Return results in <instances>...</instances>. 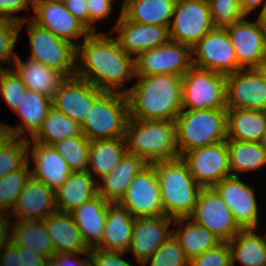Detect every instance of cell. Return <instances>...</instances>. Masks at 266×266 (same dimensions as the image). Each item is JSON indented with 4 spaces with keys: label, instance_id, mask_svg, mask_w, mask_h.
I'll return each instance as SVG.
<instances>
[{
    "label": "cell",
    "instance_id": "9a60e30c",
    "mask_svg": "<svg viewBox=\"0 0 266 266\" xmlns=\"http://www.w3.org/2000/svg\"><path fill=\"white\" fill-rule=\"evenodd\" d=\"M227 108L266 111V81L256 68L226 75Z\"/></svg>",
    "mask_w": 266,
    "mask_h": 266
},
{
    "label": "cell",
    "instance_id": "74e56055",
    "mask_svg": "<svg viewBox=\"0 0 266 266\" xmlns=\"http://www.w3.org/2000/svg\"><path fill=\"white\" fill-rule=\"evenodd\" d=\"M78 135H83L81 125L54 107H51L41 129L32 138V141L45 145H53L62 139Z\"/></svg>",
    "mask_w": 266,
    "mask_h": 266
},
{
    "label": "cell",
    "instance_id": "7a4b0ae2",
    "mask_svg": "<svg viewBox=\"0 0 266 266\" xmlns=\"http://www.w3.org/2000/svg\"><path fill=\"white\" fill-rule=\"evenodd\" d=\"M138 82L123 90L129 105V118L175 121L183 110L182 76L159 74L134 76Z\"/></svg>",
    "mask_w": 266,
    "mask_h": 266
},
{
    "label": "cell",
    "instance_id": "ab89813d",
    "mask_svg": "<svg viewBox=\"0 0 266 266\" xmlns=\"http://www.w3.org/2000/svg\"><path fill=\"white\" fill-rule=\"evenodd\" d=\"M30 176L28 159V162L21 169L8 173L0 179V214L9 215L8 211L10 208L13 209L16 199Z\"/></svg>",
    "mask_w": 266,
    "mask_h": 266
},
{
    "label": "cell",
    "instance_id": "8992f818",
    "mask_svg": "<svg viewBox=\"0 0 266 266\" xmlns=\"http://www.w3.org/2000/svg\"><path fill=\"white\" fill-rule=\"evenodd\" d=\"M129 121L126 94L103 92L93 103L84 123L82 134L90 141L125 137Z\"/></svg>",
    "mask_w": 266,
    "mask_h": 266
},
{
    "label": "cell",
    "instance_id": "44dd1931",
    "mask_svg": "<svg viewBox=\"0 0 266 266\" xmlns=\"http://www.w3.org/2000/svg\"><path fill=\"white\" fill-rule=\"evenodd\" d=\"M173 219L165 215L137 217L128 252L132 251L139 264H143L170 237L169 227Z\"/></svg>",
    "mask_w": 266,
    "mask_h": 266
},
{
    "label": "cell",
    "instance_id": "60d3db41",
    "mask_svg": "<svg viewBox=\"0 0 266 266\" xmlns=\"http://www.w3.org/2000/svg\"><path fill=\"white\" fill-rule=\"evenodd\" d=\"M28 162L27 140L10 137L0 147V179Z\"/></svg>",
    "mask_w": 266,
    "mask_h": 266
},
{
    "label": "cell",
    "instance_id": "f35d334b",
    "mask_svg": "<svg viewBox=\"0 0 266 266\" xmlns=\"http://www.w3.org/2000/svg\"><path fill=\"white\" fill-rule=\"evenodd\" d=\"M91 141L85 135L67 137L53 144L54 148L66 160L72 172L88 171V154Z\"/></svg>",
    "mask_w": 266,
    "mask_h": 266
},
{
    "label": "cell",
    "instance_id": "11a10c76",
    "mask_svg": "<svg viewBox=\"0 0 266 266\" xmlns=\"http://www.w3.org/2000/svg\"><path fill=\"white\" fill-rule=\"evenodd\" d=\"M8 215L0 214V251L11 243V222L7 219Z\"/></svg>",
    "mask_w": 266,
    "mask_h": 266
},
{
    "label": "cell",
    "instance_id": "4fadbf2b",
    "mask_svg": "<svg viewBox=\"0 0 266 266\" xmlns=\"http://www.w3.org/2000/svg\"><path fill=\"white\" fill-rule=\"evenodd\" d=\"M181 158L202 188H211L231 176L227 140L188 151Z\"/></svg>",
    "mask_w": 266,
    "mask_h": 266
},
{
    "label": "cell",
    "instance_id": "484cf974",
    "mask_svg": "<svg viewBox=\"0 0 266 266\" xmlns=\"http://www.w3.org/2000/svg\"><path fill=\"white\" fill-rule=\"evenodd\" d=\"M52 107V99L35 91L27 89L25 96L18 108L14 111L20 117L22 123L16 126L4 124L11 137L28 139L29 135L33 138L41 129L44 119ZM27 131V136H22Z\"/></svg>",
    "mask_w": 266,
    "mask_h": 266
},
{
    "label": "cell",
    "instance_id": "d6a6232c",
    "mask_svg": "<svg viewBox=\"0 0 266 266\" xmlns=\"http://www.w3.org/2000/svg\"><path fill=\"white\" fill-rule=\"evenodd\" d=\"M173 222L175 227L179 224V229L172 230L173 234L180 241L181 247L190 261L222 243L212 232L196 224L189 217L176 218L173 219Z\"/></svg>",
    "mask_w": 266,
    "mask_h": 266
},
{
    "label": "cell",
    "instance_id": "4316f807",
    "mask_svg": "<svg viewBox=\"0 0 266 266\" xmlns=\"http://www.w3.org/2000/svg\"><path fill=\"white\" fill-rule=\"evenodd\" d=\"M135 218L119 203H110L103 238L97 248L128 253Z\"/></svg>",
    "mask_w": 266,
    "mask_h": 266
},
{
    "label": "cell",
    "instance_id": "f5cc1de1",
    "mask_svg": "<svg viewBox=\"0 0 266 266\" xmlns=\"http://www.w3.org/2000/svg\"><path fill=\"white\" fill-rule=\"evenodd\" d=\"M66 9L89 30L87 0H65Z\"/></svg>",
    "mask_w": 266,
    "mask_h": 266
},
{
    "label": "cell",
    "instance_id": "ee69618b",
    "mask_svg": "<svg viewBox=\"0 0 266 266\" xmlns=\"http://www.w3.org/2000/svg\"><path fill=\"white\" fill-rule=\"evenodd\" d=\"M215 27L225 28L244 17L240 0H207Z\"/></svg>",
    "mask_w": 266,
    "mask_h": 266
},
{
    "label": "cell",
    "instance_id": "f546056e",
    "mask_svg": "<svg viewBox=\"0 0 266 266\" xmlns=\"http://www.w3.org/2000/svg\"><path fill=\"white\" fill-rule=\"evenodd\" d=\"M14 61L16 67L14 71L26 85L27 89L41 93L51 99L58 91L61 82L65 79L60 72L30 59L23 62L17 55Z\"/></svg>",
    "mask_w": 266,
    "mask_h": 266
},
{
    "label": "cell",
    "instance_id": "603a6c76",
    "mask_svg": "<svg viewBox=\"0 0 266 266\" xmlns=\"http://www.w3.org/2000/svg\"><path fill=\"white\" fill-rule=\"evenodd\" d=\"M28 159L32 158L34 169L31 176L44 182L52 190L59 188L72 173L66 160L53 145H45L27 139ZM32 148V149H30Z\"/></svg>",
    "mask_w": 266,
    "mask_h": 266
},
{
    "label": "cell",
    "instance_id": "f907efd6",
    "mask_svg": "<svg viewBox=\"0 0 266 266\" xmlns=\"http://www.w3.org/2000/svg\"><path fill=\"white\" fill-rule=\"evenodd\" d=\"M80 255H88V257L79 259ZM49 263L52 266H90V251L87 253H53Z\"/></svg>",
    "mask_w": 266,
    "mask_h": 266
},
{
    "label": "cell",
    "instance_id": "ffe728a7",
    "mask_svg": "<svg viewBox=\"0 0 266 266\" xmlns=\"http://www.w3.org/2000/svg\"><path fill=\"white\" fill-rule=\"evenodd\" d=\"M36 16L30 19L57 37L73 43L71 39L86 38L91 32L66 9L64 2L33 0Z\"/></svg>",
    "mask_w": 266,
    "mask_h": 266
},
{
    "label": "cell",
    "instance_id": "ac0fdd59",
    "mask_svg": "<svg viewBox=\"0 0 266 266\" xmlns=\"http://www.w3.org/2000/svg\"><path fill=\"white\" fill-rule=\"evenodd\" d=\"M118 33L116 40L130 56L136 58L140 53L161 46L170 40L169 28L154 24H140L128 20L120 11L119 18L109 32Z\"/></svg>",
    "mask_w": 266,
    "mask_h": 266
},
{
    "label": "cell",
    "instance_id": "7dc6e473",
    "mask_svg": "<svg viewBox=\"0 0 266 266\" xmlns=\"http://www.w3.org/2000/svg\"><path fill=\"white\" fill-rule=\"evenodd\" d=\"M125 252L90 249V266H133L121 258Z\"/></svg>",
    "mask_w": 266,
    "mask_h": 266
},
{
    "label": "cell",
    "instance_id": "30bf717a",
    "mask_svg": "<svg viewBox=\"0 0 266 266\" xmlns=\"http://www.w3.org/2000/svg\"><path fill=\"white\" fill-rule=\"evenodd\" d=\"M170 40L191 48L215 26L207 0H176Z\"/></svg>",
    "mask_w": 266,
    "mask_h": 266
},
{
    "label": "cell",
    "instance_id": "f6af8a7d",
    "mask_svg": "<svg viewBox=\"0 0 266 266\" xmlns=\"http://www.w3.org/2000/svg\"><path fill=\"white\" fill-rule=\"evenodd\" d=\"M20 32V22L7 19H0V61L12 63L17 57L14 47ZM14 54V55H13ZM2 68V63L0 62Z\"/></svg>",
    "mask_w": 266,
    "mask_h": 266
},
{
    "label": "cell",
    "instance_id": "8d00e7d4",
    "mask_svg": "<svg viewBox=\"0 0 266 266\" xmlns=\"http://www.w3.org/2000/svg\"><path fill=\"white\" fill-rule=\"evenodd\" d=\"M227 146L231 176H238L233 171H255L266 165V150L259 142L227 140Z\"/></svg>",
    "mask_w": 266,
    "mask_h": 266
},
{
    "label": "cell",
    "instance_id": "3957f363",
    "mask_svg": "<svg viewBox=\"0 0 266 266\" xmlns=\"http://www.w3.org/2000/svg\"><path fill=\"white\" fill-rule=\"evenodd\" d=\"M153 165L160 184L164 215L172 219L189 217L202 187L195 182L186 162L177 157Z\"/></svg>",
    "mask_w": 266,
    "mask_h": 266
},
{
    "label": "cell",
    "instance_id": "2e32d148",
    "mask_svg": "<svg viewBox=\"0 0 266 266\" xmlns=\"http://www.w3.org/2000/svg\"><path fill=\"white\" fill-rule=\"evenodd\" d=\"M104 91L77 76L65 78L52 98V107L82 125Z\"/></svg>",
    "mask_w": 266,
    "mask_h": 266
},
{
    "label": "cell",
    "instance_id": "c3c4849f",
    "mask_svg": "<svg viewBox=\"0 0 266 266\" xmlns=\"http://www.w3.org/2000/svg\"><path fill=\"white\" fill-rule=\"evenodd\" d=\"M33 4V0H0V19H7L20 22V30L27 22L22 16L13 15L24 9H30L29 4Z\"/></svg>",
    "mask_w": 266,
    "mask_h": 266
},
{
    "label": "cell",
    "instance_id": "1f68e13d",
    "mask_svg": "<svg viewBox=\"0 0 266 266\" xmlns=\"http://www.w3.org/2000/svg\"><path fill=\"white\" fill-rule=\"evenodd\" d=\"M266 129V111L227 108V140L259 142Z\"/></svg>",
    "mask_w": 266,
    "mask_h": 266
},
{
    "label": "cell",
    "instance_id": "6da1fadb",
    "mask_svg": "<svg viewBox=\"0 0 266 266\" xmlns=\"http://www.w3.org/2000/svg\"><path fill=\"white\" fill-rule=\"evenodd\" d=\"M75 76L102 91L123 93V83L135 76L134 56L127 54L116 38L91 32L81 45L76 44Z\"/></svg>",
    "mask_w": 266,
    "mask_h": 266
},
{
    "label": "cell",
    "instance_id": "e575fe53",
    "mask_svg": "<svg viewBox=\"0 0 266 266\" xmlns=\"http://www.w3.org/2000/svg\"><path fill=\"white\" fill-rule=\"evenodd\" d=\"M11 243L25 246L52 258L54 247L43 220H16L12 223Z\"/></svg>",
    "mask_w": 266,
    "mask_h": 266
},
{
    "label": "cell",
    "instance_id": "836d02e7",
    "mask_svg": "<svg viewBox=\"0 0 266 266\" xmlns=\"http://www.w3.org/2000/svg\"><path fill=\"white\" fill-rule=\"evenodd\" d=\"M257 229H241L228 242L231 265L237 260L244 266H266V234L257 235Z\"/></svg>",
    "mask_w": 266,
    "mask_h": 266
},
{
    "label": "cell",
    "instance_id": "4dcf8cb0",
    "mask_svg": "<svg viewBox=\"0 0 266 266\" xmlns=\"http://www.w3.org/2000/svg\"><path fill=\"white\" fill-rule=\"evenodd\" d=\"M176 0H124L122 14L130 21L170 27Z\"/></svg>",
    "mask_w": 266,
    "mask_h": 266
},
{
    "label": "cell",
    "instance_id": "681fc988",
    "mask_svg": "<svg viewBox=\"0 0 266 266\" xmlns=\"http://www.w3.org/2000/svg\"><path fill=\"white\" fill-rule=\"evenodd\" d=\"M89 12V31L95 32L96 28L92 26L98 20L105 19L112 11V0H87Z\"/></svg>",
    "mask_w": 266,
    "mask_h": 266
},
{
    "label": "cell",
    "instance_id": "b9f144b4",
    "mask_svg": "<svg viewBox=\"0 0 266 266\" xmlns=\"http://www.w3.org/2000/svg\"><path fill=\"white\" fill-rule=\"evenodd\" d=\"M148 262L150 266H190V260L186 257L180 241L173 233L142 266Z\"/></svg>",
    "mask_w": 266,
    "mask_h": 266
},
{
    "label": "cell",
    "instance_id": "277c9868",
    "mask_svg": "<svg viewBox=\"0 0 266 266\" xmlns=\"http://www.w3.org/2000/svg\"><path fill=\"white\" fill-rule=\"evenodd\" d=\"M124 138L127 152L148 164L179 157L175 121L129 118Z\"/></svg>",
    "mask_w": 266,
    "mask_h": 266
},
{
    "label": "cell",
    "instance_id": "5b68a950",
    "mask_svg": "<svg viewBox=\"0 0 266 266\" xmlns=\"http://www.w3.org/2000/svg\"><path fill=\"white\" fill-rule=\"evenodd\" d=\"M179 157L227 140V109H183L175 119Z\"/></svg>",
    "mask_w": 266,
    "mask_h": 266
},
{
    "label": "cell",
    "instance_id": "6125c7cd",
    "mask_svg": "<svg viewBox=\"0 0 266 266\" xmlns=\"http://www.w3.org/2000/svg\"><path fill=\"white\" fill-rule=\"evenodd\" d=\"M44 1H51V2H64L65 0H44Z\"/></svg>",
    "mask_w": 266,
    "mask_h": 266
},
{
    "label": "cell",
    "instance_id": "680465c9",
    "mask_svg": "<svg viewBox=\"0 0 266 266\" xmlns=\"http://www.w3.org/2000/svg\"><path fill=\"white\" fill-rule=\"evenodd\" d=\"M258 21L260 23V26L262 27V30L266 38V5L264 6L263 9H261V12L259 13L258 16Z\"/></svg>",
    "mask_w": 266,
    "mask_h": 266
},
{
    "label": "cell",
    "instance_id": "7402d4cb",
    "mask_svg": "<svg viewBox=\"0 0 266 266\" xmlns=\"http://www.w3.org/2000/svg\"><path fill=\"white\" fill-rule=\"evenodd\" d=\"M11 210L10 219L43 220L57 211L55 191L30 176Z\"/></svg>",
    "mask_w": 266,
    "mask_h": 266
},
{
    "label": "cell",
    "instance_id": "7bdbcfd3",
    "mask_svg": "<svg viewBox=\"0 0 266 266\" xmlns=\"http://www.w3.org/2000/svg\"><path fill=\"white\" fill-rule=\"evenodd\" d=\"M26 91L27 87L17 73L3 67L0 71V94L11 110L18 108Z\"/></svg>",
    "mask_w": 266,
    "mask_h": 266
},
{
    "label": "cell",
    "instance_id": "cb8c5ba5",
    "mask_svg": "<svg viewBox=\"0 0 266 266\" xmlns=\"http://www.w3.org/2000/svg\"><path fill=\"white\" fill-rule=\"evenodd\" d=\"M109 204L97 195L70 212L89 250L97 248L102 241Z\"/></svg>",
    "mask_w": 266,
    "mask_h": 266
},
{
    "label": "cell",
    "instance_id": "816d5d0a",
    "mask_svg": "<svg viewBox=\"0 0 266 266\" xmlns=\"http://www.w3.org/2000/svg\"><path fill=\"white\" fill-rule=\"evenodd\" d=\"M15 249L17 255L20 256L22 266H46L49 260L42 254L25 246H18L11 244Z\"/></svg>",
    "mask_w": 266,
    "mask_h": 266
},
{
    "label": "cell",
    "instance_id": "7c38bea8",
    "mask_svg": "<svg viewBox=\"0 0 266 266\" xmlns=\"http://www.w3.org/2000/svg\"><path fill=\"white\" fill-rule=\"evenodd\" d=\"M189 218L212 232L221 242H229L241 230L228 205L212 187L201 189Z\"/></svg>",
    "mask_w": 266,
    "mask_h": 266
},
{
    "label": "cell",
    "instance_id": "9f6ffc18",
    "mask_svg": "<svg viewBox=\"0 0 266 266\" xmlns=\"http://www.w3.org/2000/svg\"><path fill=\"white\" fill-rule=\"evenodd\" d=\"M262 4H263L262 9H263L264 6L266 5V0H240L241 12L244 16H247L250 13H252V11L254 10L256 11V8Z\"/></svg>",
    "mask_w": 266,
    "mask_h": 266
},
{
    "label": "cell",
    "instance_id": "ba28073f",
    "mask_svg": "<svg viewBox=\"0 0 266 266\" xmlns=\"http://www.w3.org/2000/svg\"><path fill=\"white\" fill-rule=\"evenodd\" d=\"M26 29L31 45L30 60L60 72L65 78L75 76V43L57 37L31 20Z\"/></svg>",
    "mask_w": 266,
    "mask_h": 266
},
{
    "label": "cell",
    "instance_id": "db71d44e",
    "mask_svg": "<svg viewBox=\"0 0 266 266\" xmlns=\"http://www.w3.org/2000/svg\"><path fill=\"white\" fill-rule=\"evenodd\" d=\"M3 251L0 255L1 266H22L20 256L17 255L16 249L11 244L7 245Z\"/></svg>",
    "mask_w": 266,
    "mask_h": 266
},
{
    "label": "cell",
    "instance_id": "94428289",
    "mask_svg": "<svg viewBox=\"0 0 266 266\" xmlns=\"http://www.w3.org/2000/svg\"><path fill=\"white\" fill-rule=\"evenodd\" d=\"M260 145L266 150V129L263 132L261 139L259 140Z\"/></svg>",
    "mask_w": 266,
    "mask_h": 266
},
{
    "label": "cell",
    "instance_id": "bcb514c9",
    "mask_svg": "<svg viewBox=\"0 0 266 266\" xmlns=\"http://www.w3.org/2000/svg\"><path fill=\"white\" fill-rule=\"evenodd\" d=\"M190 266H232L228 242H222L202 255L194 257L190 261Z\"/></svg>",
    "mask_w": 266,
    "mask_h": 266
},
{
    "label": "cell",
    "instance_id": "5bb4252c",
    "mask_svg": "<svg viewBox=\"0 0 266 266\" xmlns=\"http://www.w3.org/2000/svg\"><path fill=\"white\" fill-rule=\"evenodd\" d=\"M119 204L134 218L164 215L160 184L153 164L136 174Z\"/></svg>",
    "mask_w": 266,
    "mask_h": 266
},
{
    "label": "cell",
    "instance_id": "83f0119b",
    "mask_svg": "<svg viewBox=\"0 0 266 266\" xmlns=\"http://www.w3.org/2000/svg\"><path fill=\"white\" fill-rule=\"evenodd\" d=\"M52 239L54 253H87L90 250L70 213L56 211L43 219Z\"/></svg>",
    "mask_w": 266,
    "mask_h": 266
},
{
    "label": "cell",
    "instance_id": "e0dca14e",
    "mask_svg": "<svg viewBox=\"0 0 266 266\" xmlns=\"http://www.w3.org/2000/svg\"><path fill=\"white\" fill-rule=\"evenodd\" d=\"M228 205L241 229H257L259 210L254 189L239 176L223 178L212 187Z\"/></svg>",
    "mask_w": 266,
    "mask_h": 266
},
{
    "label": "cell",
    "instance_id": "91938a15",
    "mask_svg": "<svg viewBox=\"0 0 266 266\" xmlns=\"http://www.w3.org/2000/svg\"><path fill=\"white\" fill-rule=\"evenodd\" d=\"M256 69L261 73V75L266 81V56L261 60Z\"/></svg>",
    "mask_w": 266,
    "mask_h": 266
},
{
    "label": "cell",
    "instance_id": "d6986e66",
    "mask_svg": "<svg viewBox=\"0 0 266 266\" xmlns=\"http://www.w3.org/2000/svg\"><path fill=\"white\" fill-rule=\"evenodd\" d=\"M225 28L234 47L238 64L243 69L257 68L266 56V38L258 19L251 22L244 16Z\"/></svg>",
    "mask_w": 266,
    "mask_h": 266
},
{
    "label": "cell",
    "instance_id": "d590c367",
    "mask_svg": "<svg viewBox=\"0 0 266 266\" xmlns=\"http://www.w3.org/2000/svg\"><path fill=\"white\" fill-rule=\"evenodd\" d=\"M126 152L124 137L93 140L89 146L88 166L102 179L113 171Z\"/></svg>",
    "mask_w": 266,
    "mask_h": 266
},
{
    "label": "cell",
    "instance_id": "9c48e42d",
    "mask_svg": "<svg viewBox=\"0 0 266 266\" xmlns=\"http://www.w3.org/2000/svg\"><path fill=\"white\" fill-rule=\"evenodd\" d=\"M192 64L225 76L243 69L238 64L228 32L222 27H214L192 47Z\"/></svg>",
    "mask_w": 266,
    "mask_h": 266
},
{
    "label": "cell",
    "instance_id": "8fae6325",
    "mask_svg": "<svg viewBox=\"0 0 266 266\" xmlns=\"http://www.w3.org/2000/svg\"><path fill=\"white\" fill-rule=\"evenodd\" d=\"M135 76L175 74L183 76L192 66V48L172 40L134 58Z\"/></svg>",
    "mask_w": 266,
    "mask_h": 266
},
{
    "label": "cell",
    "instance_id": "52a82bcc",
    "mask_svg": "<svg viewBox=\"0 0 266 266\" xmlns=\"http://www.w3.org/2000/svg\"><path fill=\"white\" fill-rule=\"evenodd\" d=\"M183 109H227L226 76L192 66L182 76Z\"/></svg>",
    "mask_w": 266,
    "mask_h": 266
},
{
    "label": "cell",
    "instance_id": "6f0895ef",
    "mask_svg": "<svg viewBox=\"0 0 266 266\" xmlns=\"http://www.w3.org/2000/svg\"><path fill=\"white\" fill-rule=\"evenodd\" d=\"M11 137L9 131L0 122V147Z\"/></svg>",
    "mask_w": 266,
    "mask_h": 266
},
{
    "label": "cell",
    "instance_id": "d4e9b609",
    "mask_svg": "<svg viewBox=\"0 0 266 266\" xmlns=\"http://www.w3.org/2000/svg\"><path fill=\"white\" fill-rule=\"evenodd\" d=\"M148 165L142 157L126 152L113 171L99 179L98 195L109 203H119L136 174Z\"/></svg>",
    "mask_w": 266,
    "mask_h": 266
},
{
    "label": "cell",
    "instance_id": "f1b7e54d",
    "mask_svg": "<svg viewBox=\"0 0 266 266\" xmlns=\"http://www.w3.org/2000/svg\"><path fill=\"white\" fill-rule=\"evenodd\" d=\"M88 171L72 172L55 190L57 211L70 213L98 195V182Z\"/></svg>",
    "mask_w": 266,
    "mask_h": 266
}]
</instances>
